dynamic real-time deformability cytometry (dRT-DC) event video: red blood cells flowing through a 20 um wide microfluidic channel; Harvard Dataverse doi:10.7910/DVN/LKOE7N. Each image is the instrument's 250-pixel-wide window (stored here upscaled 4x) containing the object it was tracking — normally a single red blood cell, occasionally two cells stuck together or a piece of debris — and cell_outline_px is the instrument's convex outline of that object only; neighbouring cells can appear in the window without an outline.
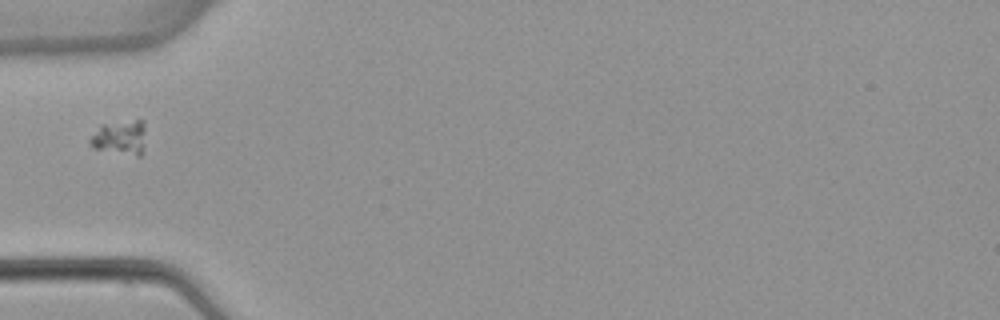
{"species": "common noctule bat (a hibernating species)", "species_latin": "Nyctalus noctula", "temperature_condition": "warm", "stored_images_in_passage": 1, "camera_frame_rate_fps": 3000, "um_per_image_px": 0.085, "animal": {"sex": "female", "body_mass_g": 22.7, "forearm_length_mm": 54.2}, "frame": {"image": 1, "passage_image": 1, "time_ms": 0.0, "image_size_px": [1000, 320], "cell_outline_px": [[144, 152], [140, 156], [136, 156], [92, 148], [88, 144], [88, 140], [100, 124], [136, 120], [144, 120]], "centroid_in_image_um": [10.19, 11.7], "position_along_channel_um": 74.8, "area_um2": 11.39}}